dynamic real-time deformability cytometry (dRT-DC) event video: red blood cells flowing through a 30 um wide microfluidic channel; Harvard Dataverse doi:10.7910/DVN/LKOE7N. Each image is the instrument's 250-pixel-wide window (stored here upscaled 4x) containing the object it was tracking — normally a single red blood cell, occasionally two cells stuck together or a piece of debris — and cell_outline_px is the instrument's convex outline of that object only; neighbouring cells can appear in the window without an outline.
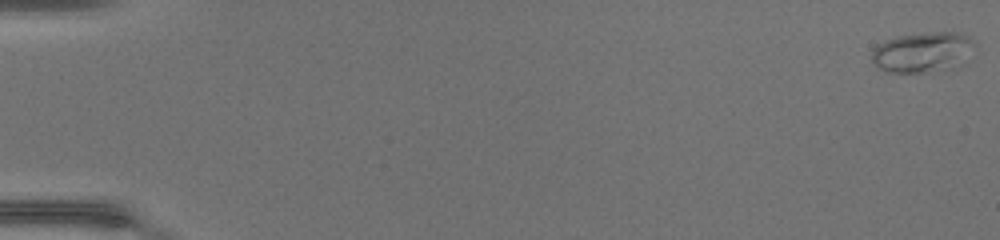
{"species": "common noctule bat (a hibernating species)", "species_latin": "Nyctalus noctula", "temperature_condition": "warm", "stored_images_in_passage": 48, "camera_frame_rate_fps": 3000, "um_per_image_px": 0.085, "animal": {"sex": "female", "body_mass_g": 17.0, "forearm_length_mm": 48.0}, "frame": {"image": 1, "passage_image": 1, "time_ms": 0.0, "image_size_px": [1000, 240], "cell_outline_px": [[976, 44], [920, 72], [884, 72], [872, 60], [872, 48], [896, 36], [932, 32], [956, 32], [968, 36]], "centroid_in_image_um": [78.09, 4.32], "position_along_channel_um": 6.9, "area_um2": 20.98}}
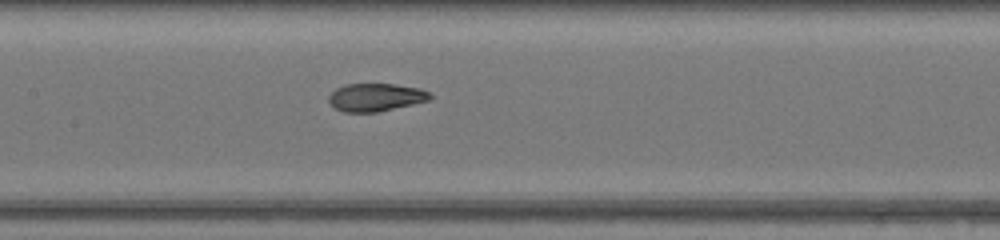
{"frame": {"image": 2, "passage_image": 25, "time_ms": 8.0, "image_size_px": [1000, 240], "cell_outline_px": [[432, 96], [428, 100], [412, 104], [376, 112], [344, 112], [336, 108], [328, 100], [328, 96], [336, 88], [344, 84], [392, 84], [420, 88], [428, 92]], "centroid_in_image_um": [31.9, 8.26], "position_along_channel_um": 175.5, "area_um2": 16.24}}
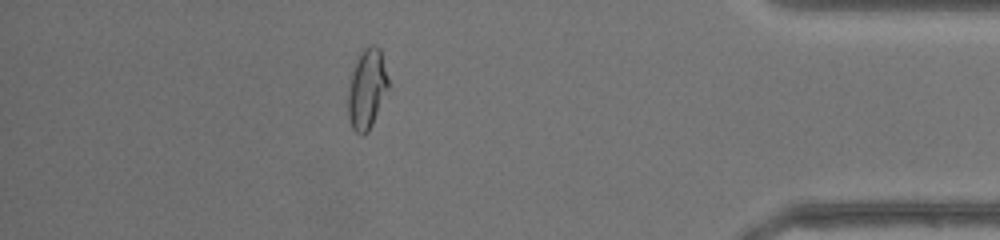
{"frame": {"image": 3, "passage_image": 43, "time_ms": 14.0, "image_size_px": [1000, 240], "cell_outline_px": [[388, 88], [372, 124], [368, 132], [364, 136], [360, 136], [352, 128], [348, 116], [348, 92], [352, 72], [356, 60], [360, 52], [368, 44], [372, 44], [380, 48], [388, 80]], "centroid_in_image_um": [31.17, 7.56], "position_along_channel_um": 404.0, "area_um2": 18.61}, "authors_computed_cell_mechanics": {"area_um2": 17.5712, "velocity_mm_per_s": 4.4453, "shape_relaxation_time_tau1_ms": null, "shape_relaxation_time_tau2_ms": 0.6544, "deformation_change_tau1": null, "deformation_change_tau2": 0.0586}}